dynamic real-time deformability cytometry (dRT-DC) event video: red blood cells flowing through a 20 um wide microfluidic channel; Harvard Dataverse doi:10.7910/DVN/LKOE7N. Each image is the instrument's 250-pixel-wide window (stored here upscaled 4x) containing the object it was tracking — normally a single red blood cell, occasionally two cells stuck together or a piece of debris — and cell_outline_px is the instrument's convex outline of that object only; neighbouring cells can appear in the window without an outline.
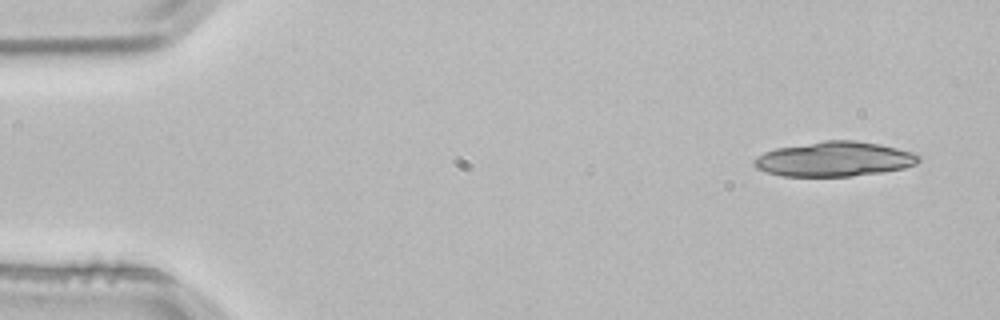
{"species": "common noctule bat (a hibernating species)", "species_latin": "Nyctalus noctula", "temperature_condition": "room temperature", "stored_images_in_passage": 3, "camera_frame_rate_fps": 3000, "um_per_image_px": 0.085, "animal": {"sex": "male", "body_mass_g": 21.5, "forearm_length_mm": 52.0}, "frame": {"image": 1, "passage_image": 1, "time_ms": 0.0, "image_size_px": [1000, 320], "cell_outline_px": [[920, 160], [916, 164], [904, 168], [880, 172], [852, 176], [780, 176], [756, 168], [752, 164], [752, 160], [756, 156], [764, 152], [776, 148], [824, 140], [856, 140], [880, 144], [912, 152], [920, 156]], "centroid_in_image_um": [70.89, 13.52], "position_along_channel_um": 14.1, "area_um2": 33.41}}